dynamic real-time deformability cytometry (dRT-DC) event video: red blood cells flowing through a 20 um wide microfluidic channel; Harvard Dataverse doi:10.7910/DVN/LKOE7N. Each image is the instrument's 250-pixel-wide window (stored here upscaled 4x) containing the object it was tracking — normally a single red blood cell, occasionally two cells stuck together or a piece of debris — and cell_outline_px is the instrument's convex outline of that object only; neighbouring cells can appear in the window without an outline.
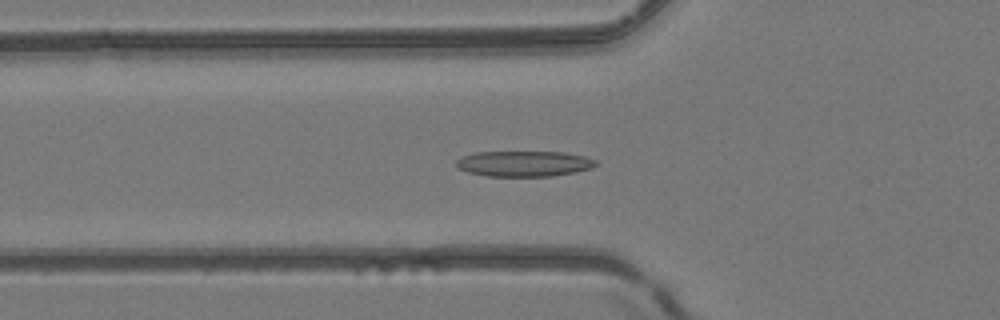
{"species": "common noctule bat (a hibernating species)", "species_latin": "Nyctalus noctula", "temperature_condition": "room temperature", "stored_images_in_passage": 51, "camera_frame_rate_fps": 3000, "um_per_image_px": 0.085, "animal": {"sex": "female", "body_mass_g": 24.6, "forearm_length_mm": 56.2}, "frame": {"image": 1, "passage_image": 19, "time_ms": 6.0, "image_size_px": [1000, 320], "cell_outline_px": [[600, 164], [592, 168], [576, 172], [552, 176], [488, 176], [468, 172], [456, 168], [456, 160], [464, 156], [476, 152], [564, 152], [584, 156], [596, 160]], "centroid_in_image_um": [44.57, 13.91], "position_along_channel_um": 81.2, "area_um2": 20.92}}
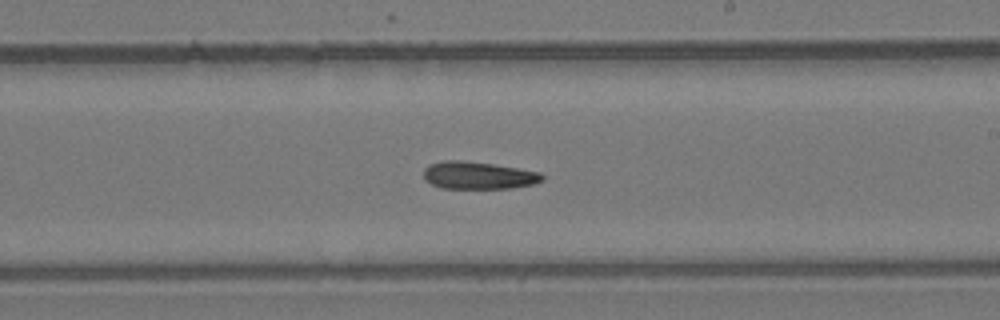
{"frame": {"image": 2, "passage_image": 31, "time_ms": 10.0, "image_size_px": [1000, 320], "cell_outline_px": [[544, 180], [532, 184], [512, 188], [440, 188], [424, 180], [424, 168], [428, 164], [444, 160], [464, 160], [492, 164], [540, 172], [544, 176]], "centroid_in_image_um": [40.62, 14.9], "position_along_channel_um": 248.4, "area_um2": 19.02}}
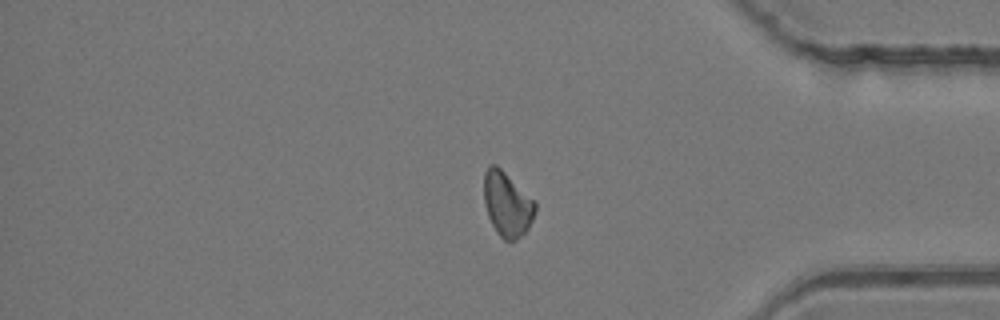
{"frame": {"image": 3, "passage_image": 43, "time_ms": 14.0, "image_size_px": [1000, 320], "cell_outline_px": [[536, 208], [532, 220], [528, 228], [516, 240], [504, 240], [496, 232], [488, 216], [484, 204], [484, 172], [488, 164], [496, 164], [536, 200]], "centroid_in_image_um": [43.1, 17.32], "position_along_channel_um": 392.1, "area_um2": 19.48}}